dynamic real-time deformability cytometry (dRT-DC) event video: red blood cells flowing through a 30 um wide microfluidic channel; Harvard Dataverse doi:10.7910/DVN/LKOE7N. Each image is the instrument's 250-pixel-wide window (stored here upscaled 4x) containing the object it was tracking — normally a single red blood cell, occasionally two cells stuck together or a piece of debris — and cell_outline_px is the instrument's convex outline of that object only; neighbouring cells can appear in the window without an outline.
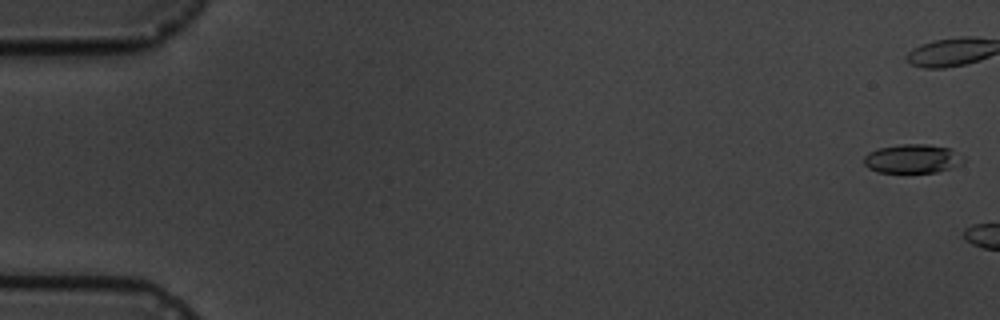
{"species": "common noctule bat (a hibernating species)", "species_latin": "Nyctalus noctula", "temperature_condition": "cold", "stored_images_in_passage": 3, "camera_frame_rate_fps": 3000, "um_per_image_px": 0.085, "animal": {"sex": "male", "body_mass_g": 19.5, "forearm_length_mm": 54.6}, "frame": {"image": 1, "passage_image": 1, "time_ms": 0.0, "image_size_px": [1000, 320], "cell_outline_px": [[964, 160], [948, 168], [936, 172], [876, 172], [868, 168], [864, 164], [864, 156], [868, 152], [880, 148], [900, 144], [928, 144], [952, 148], [964, 156]], "centroid_in_image_um": [77.53, 13.47], "position_along_channel_um": 7.5, "area_um2": 16.7}}